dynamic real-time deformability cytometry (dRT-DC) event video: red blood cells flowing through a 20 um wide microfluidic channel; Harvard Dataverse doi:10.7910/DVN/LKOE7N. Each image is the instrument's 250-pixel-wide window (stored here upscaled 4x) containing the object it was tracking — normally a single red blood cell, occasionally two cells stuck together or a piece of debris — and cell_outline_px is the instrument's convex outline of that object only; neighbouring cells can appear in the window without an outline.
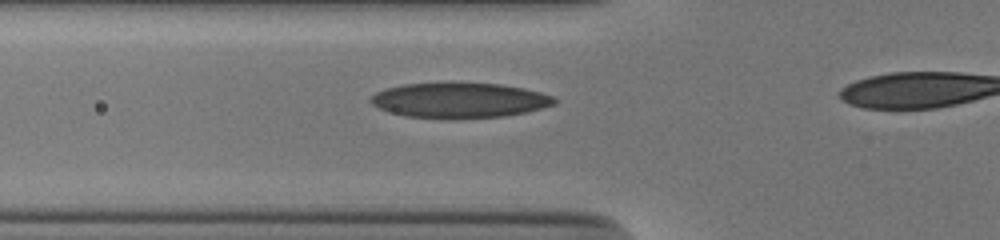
{"species": "human", "species_latin": "Homo sapiens", "temperature_condition": "cold", "stored_images_in_passage": 33, "camera_frame_rate_fps": 3000, "um_per_image_px": 0.085, "donor": {"sex": "male"}, "frame": {"image": 1, "passage_image": 9, "time_ms": 2.667, "image_size_px": [1000, 240], "cell_outline_px": [[556, 104], [528, 112], [504, 116], [456, 120], [448, 120], [404, 116], [388, 112], [372, 104], [368, 100], [376, 92], [384, 88], [404, 84], [500, 84], [524, 88], [540, 92], [552, 96], [556, 100]], "centroid_in_image_um": [39.04, 8.56], "position_along_channel_um": 86.8, "area_um2": 37.86}}
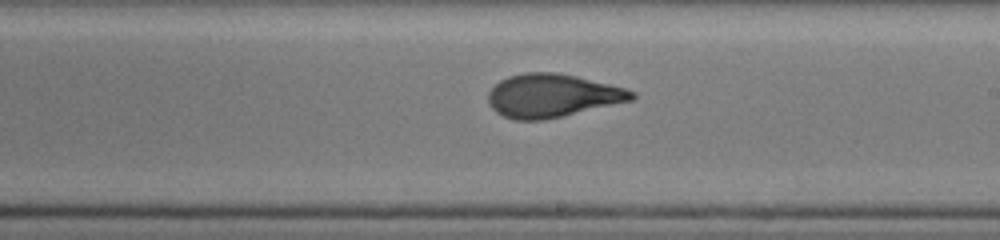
{"frame": {"image": 2, "passage_image": 21, "time_ms": 6.667, "image_size_px": [1000, 240], "cell_outline_px": [[636, 100], [544, 120], [516, 120], [504, 116], [496, 112], [488, 104], [488, 92], [500, 80], [508, 76], [524, 72], [556, 72], [576, 76], [624, 88], [636, 92]], "centroid_in_image_um": [46.95, 8.13], "position_along_channel_um": 242.0, "area_um2": 36.36}}
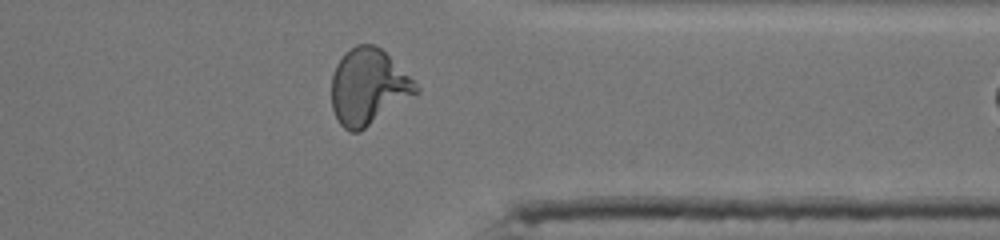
{"frame": {"image": 3, "passage_image": 32, "time_ms": 10.333, "image_size_px": [1000, 240], "cell_outline_px": [[420, 92], [360, 132], [352, 132], [344, 128], [340, 124], [332, 108], [332, 76], [336, 64], [344, 52], [356, 44], [372, 44], [380, 48], [420, 88]], "centroid_in_image_um": [31.28, 7.4], "position_along_channel_um": 380.1, "area_um2": 37.11}}